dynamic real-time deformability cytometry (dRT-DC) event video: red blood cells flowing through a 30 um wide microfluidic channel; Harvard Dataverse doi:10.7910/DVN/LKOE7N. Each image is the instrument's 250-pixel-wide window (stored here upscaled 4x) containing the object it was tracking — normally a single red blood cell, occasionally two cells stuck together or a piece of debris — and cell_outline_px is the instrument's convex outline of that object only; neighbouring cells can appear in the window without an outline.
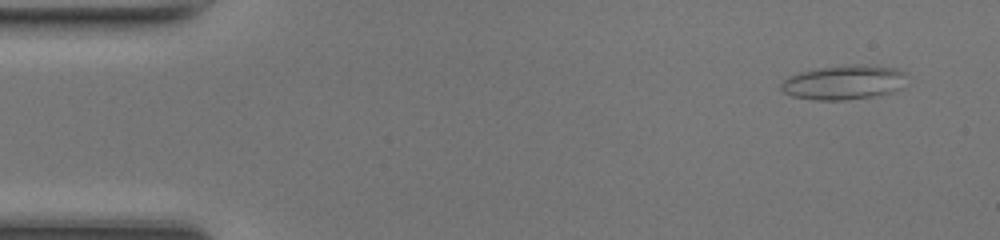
{"species": "common noctule bat (a hibernating species)", "species_latin": "Nyctalus noctula", "temperature_condition": "room temperature", "stored_images_in_passage": 47, "segment_of_instrument_passage": [1, 2], "camera_frame_rate_fps": 3000, "um_per_image_px": 0.085, "animal": {"sex": "female", "body_mass_g": 17.0, "forearm_length_mm": 48.0}, "frame": {"image": 1, "passage_image": 3, "time_ms": 0.667, "image_size_px": [1000, 240], "cell_outline_px": [[904, 72], [900, 88], [892, 92], [872, 96], [844, 100], [816, 100], [792, 96], [784, 92], [780, 88], [780, 84], [788, 76], [800, 72], [816, 68], [852, 64], [864, 64], [896, 68]], "centroid_in_image_um": [71.66, 6.99], "position_along_channel_um": 13.3, "area_um2": 25.03}}
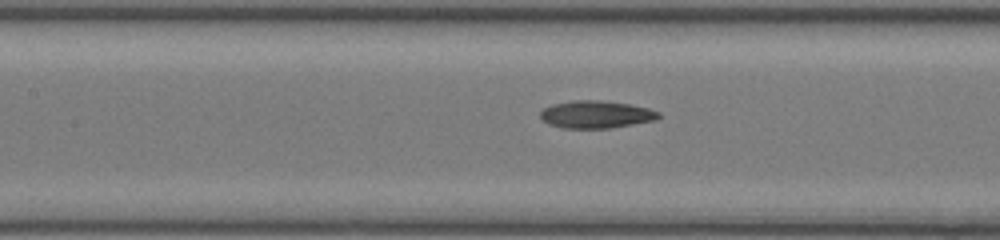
{"frame": {"image": 2, "passage_image": 21, "time_ms": 6.667, "image_size_px": [1000, 240], "cell_outline_px": [[660, 116], [656, 120], [612, 128], [564, 128], [548, 124], [540, 116], [540, 112], [544, 108], [552, 104], [572, 100], [600, 100], [632, 104], [648, 108], [660, 112]], "centroid_in_image_um": [50.68, 9.72], "position_along_channel_um": 156.7, "area_um2": 19.07}}
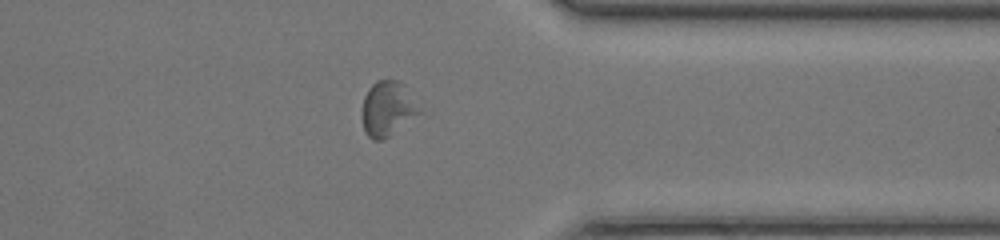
{"frame": {"image": 3, "passage_image": 37, "time_ms": 12.0, "image_size_px": [1000, 240], "cell_outline_px": [[420, 112], [388, 136], [380, 140], [372, 140], [364, 132], [360, 116], [360, 112], [364, 96], [368, 88], [376, 80], [400, 80], [404, 84]], "centroid_in_image_um": [32.84, 9.22], "position_along_channel_um": 378.6, "area_um2": 18.09}}